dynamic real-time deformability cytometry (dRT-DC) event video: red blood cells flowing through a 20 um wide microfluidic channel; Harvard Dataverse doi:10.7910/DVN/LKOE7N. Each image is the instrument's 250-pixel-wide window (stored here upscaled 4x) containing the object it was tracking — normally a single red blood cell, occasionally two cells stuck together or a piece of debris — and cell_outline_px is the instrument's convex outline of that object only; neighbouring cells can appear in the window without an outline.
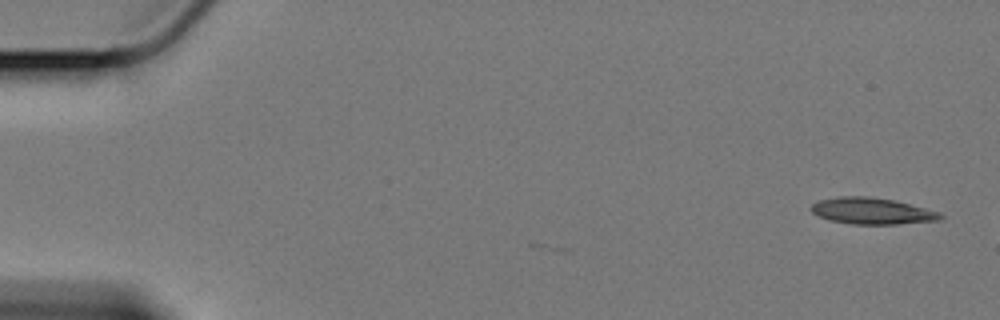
{"species": "Egyptian fruit bat (a non-hibernating species)", "species_latin": "Rousettus aegyptiacus", "temperature_condition": "cold", "stored_images_in_passage": 3, "camera_frame_rate_fps": 3000, "um_per_image_px": 0.085, "animal": {"sex": "female"}, "frame": {"image": 1, "passage_image": 1, "time_ms": 0.0, "image_size_px": [1000, 320], "cell_outline_px": [[944, 216], [940, 220], [896, 224], [852, 224], [828, 220], [812, 212], [808, 208], [812, 204], [820, 200], [840, 196], [868, 196], [892, 200], [940, 212]], "centroid_in_image_um": [74.08, 17.94], "position_along_channel_um": 10.9, "area_um2": 19.77}}